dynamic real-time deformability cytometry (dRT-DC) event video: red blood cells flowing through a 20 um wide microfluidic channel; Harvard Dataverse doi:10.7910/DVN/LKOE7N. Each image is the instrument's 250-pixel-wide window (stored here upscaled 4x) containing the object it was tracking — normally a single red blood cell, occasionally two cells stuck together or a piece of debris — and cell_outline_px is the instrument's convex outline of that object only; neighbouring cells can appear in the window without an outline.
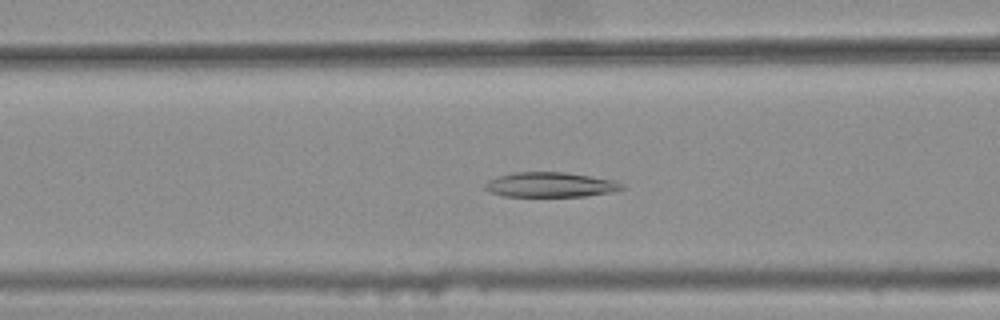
{"species": "common noctule bat (a hibernating species)", "species_latin": "Nyctalus noctula", "temperature_condition": "warm", "stored_images_in_passage": 36, "camera_frame_rate_fps": 3000, "um_per_image_px": 0.085, "animal": {"sex": "female", "body_mass_g": 25.1}, "frame": {"image": 1, "passage_image": 12, "time_ms": 3.667, "image_size_px": [1000, 320], "cell_outline_px": [[628, 188], [608, 192], [584, 196], [504, 196], [492, 192], [484, 188], [484, 184], [488, 180], [496, 176], [516, 172], [564, 172], [616, 180], [624, 184]], "centroid_in_image_um": [46.8, 15.69], "position_along_channel_um": 119.8, "area_um2": 19.83}}
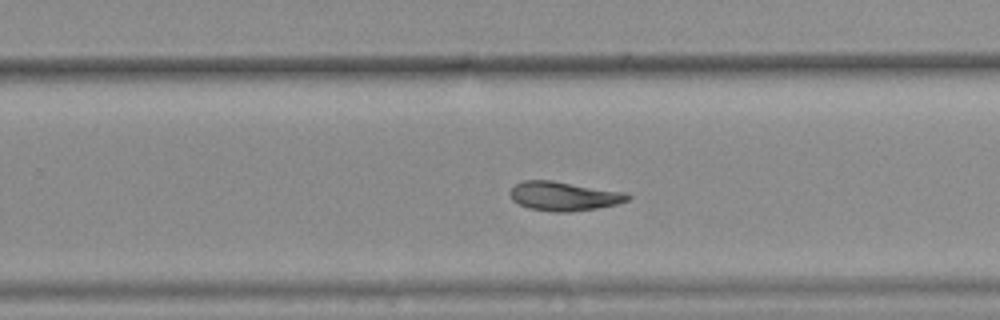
{"frame": {"image": 2, "passage_image": 25, "time_ms": 8.0, "image_size_px": [1000, 320], "cell_outline_px": [[632, 196], [628, 200], [616, 204], [596, 208], [568, 212], [552, 212], [528, 208], [512, 200], [508, 192], [516, 184], [524, 180], [552, 180], [628, 192]], "centroid_in_image_um": [47.94, 16.66], "position_along_channel_um": 281.9, "area_um2": 20.11}}
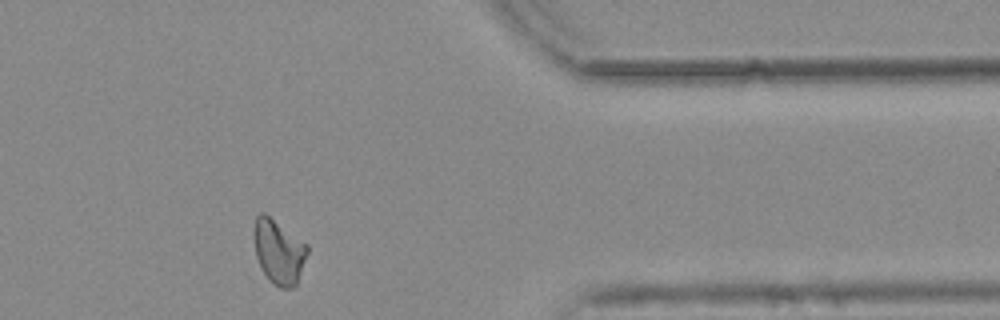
{"frame": {"image": 3, "passage_image": 35, "time_ms": 11.333, "image_size_px": [1000, 320], "cell_outline_px": [[308, 252], [296, 284], [292, 288], [280, 288], [260, 268], [256, 256], [252, 228], [256, 216], [260, 212], [264, 212], [308, 244]], "centroid_in_image_um": [23.67, 21.34], "position_along_channel_um": 387.7, "area_um2": 20.0}, "authors_computed_cell_mechanics": {"area_um2": 19.8543, "velocity_mm_per_s": 3.7528, "shape_relaxation_time_tau1_ms": null, "shape_relaxation_time_tau2_ms": 6.2767, "deformation_change_tau1": null, "deformation_change_tau2": 0.1285}}